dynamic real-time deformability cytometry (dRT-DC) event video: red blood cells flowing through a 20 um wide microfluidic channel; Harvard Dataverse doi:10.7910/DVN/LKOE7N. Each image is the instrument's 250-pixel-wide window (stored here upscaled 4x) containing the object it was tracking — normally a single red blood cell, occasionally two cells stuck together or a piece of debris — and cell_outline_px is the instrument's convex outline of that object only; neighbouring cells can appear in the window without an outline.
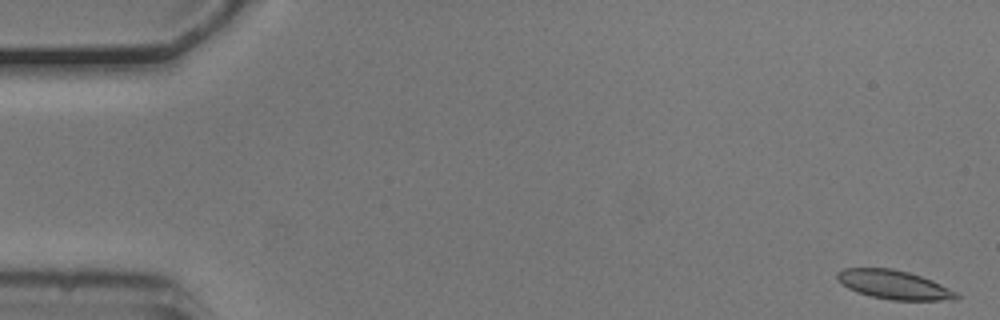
{"species": "common noctule bat (a hibernating species)", "species_latin": "Nyctalus noctula", "temperature_condition": "cold", "stored_images_in_passage": 14, "camera_frame_rate_fps": 3000, "um_per_image_px": 0.085, "animal": {"sex": "male", "body_mass_g": 20.5, "forearm_length_mm": 52.5}, "frame": {"image": 1, "passage_image": 1, "time_ms": 0.0, "image_size_px": [1000, 320], "cell_outline_px": [[960, 296], [956, 300], [892, 300], [872, 296], [856, 292], [848, 288], [836, 280], [836, 272], [844, 268], [892, 268], [908, 272], [932, 280], [960, 292]], "centroid_in_image_um": [76.01, 24.2], "position_along_channel_um": 9.0, "area_um2": 20.29}}